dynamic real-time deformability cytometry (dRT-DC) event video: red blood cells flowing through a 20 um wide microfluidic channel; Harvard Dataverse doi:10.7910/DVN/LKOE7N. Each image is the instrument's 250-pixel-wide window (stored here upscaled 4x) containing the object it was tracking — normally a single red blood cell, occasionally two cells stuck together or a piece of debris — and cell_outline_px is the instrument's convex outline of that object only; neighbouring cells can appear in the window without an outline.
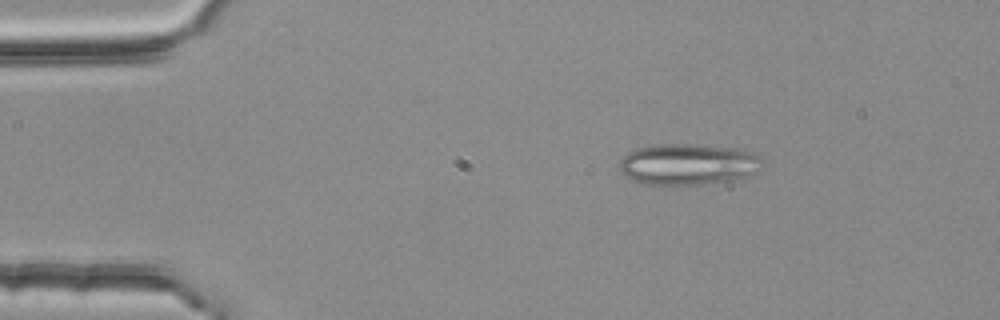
{"species": "common noctule bat (a hibernating species)", "species_latin": "Nyctalus noctula", "temperature_condition": "room temperature", "stored_images_in_passage": 3, "camera_frame_rate_fps": 3000, "um_per_image_px": 0.085, "animal": {"sex": "female", "body_mass_g": 25.1}, "frame": {"image": 1, "passage_image": 1, "time_ms": 0.0, "image_size_px": [1000, 320], "cell_outline_px": [[764, 160], [756, 172], [748, 176], [700, 184], [648, 184], [636, 180], [620, 172], [620, 160], [628, 152], [640, 148], [656, 144], [688, 144], [736, 148], [752, 152]], "centroid_in_image_um": [58.49, 13.94], "position_along_channel_um": 26.5, "area_um2": 33.64}}